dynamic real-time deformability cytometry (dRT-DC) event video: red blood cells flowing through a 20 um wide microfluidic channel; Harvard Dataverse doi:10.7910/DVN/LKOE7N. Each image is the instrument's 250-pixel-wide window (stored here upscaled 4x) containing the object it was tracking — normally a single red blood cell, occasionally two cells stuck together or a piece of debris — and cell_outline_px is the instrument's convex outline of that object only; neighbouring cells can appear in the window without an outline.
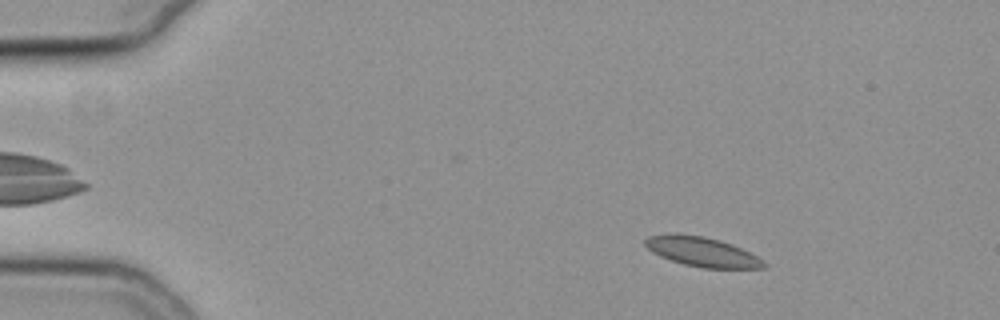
{"species": "common noctule bat (a hibernating species)", "species_latin": "Nyctalus noctula", "temperature_condition": "cold", "stored_images_in_passage": 55, "camera_frame_rate_fps": 3000, "um_per_image_px": 0.085, "animal": {"sex": "female", "body_mass_g": 19.3, "forearm_length_mm": 54.1}, "frame": {"image": 1, "passage_image": 8, "time_ms": 2.333, "image_size_px": [1000, 320], "cell_outline_px": [[768, 264], [764, 268], [704, 268], [684, 264], [660, 256], [652, 252], [644, 244], [644, 240], [648, 236], [676, 232], [704, 236], [720, 240], [732, 244], [764, 260]], "centroid_in_image_um": [59.66, 21.38], "position_along_channel_um": 25.3, "area_um2": 20.52}}
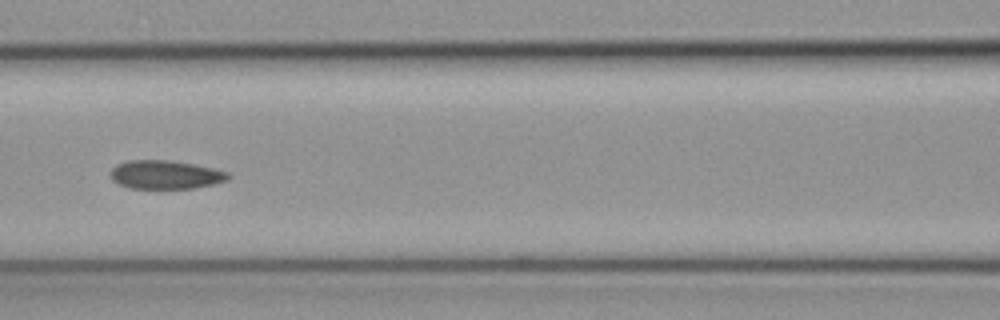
{"frame": {"image": 2, "passage_image": 25, "time_ms": 8.0, "image_size_px": [1000, 320], "cell_outline_px": [[232, 176], [228, 180], [212, 184], [192, 188], [128, 188], [116, 184], [112, 180], [108, 172], [116, 164], [128, 160], [172, 160], [216, 168], [228, 172]], "centroid_in_image_um": [14.03, 14.84], "position_along_channel_um": 152.6, "area_um2": 19.94}}
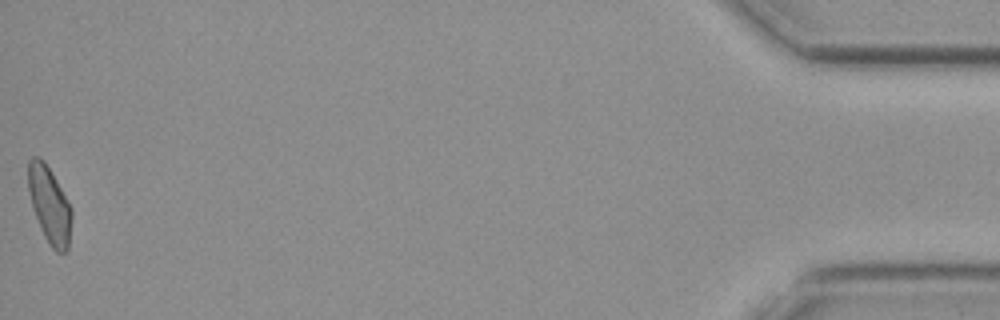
{"frame": {"image": 3, "passage_image": 55, "time_ms": 18.0, "image_size_px": [1000, 320], "cell_outline_px": [[72, 216], [68, 248], [64, 252], [56, 252], [48, 244], [40, 228], [32, 204], [28, 188], [28, 160], [32, 156], [40, 156], [44, 160], [56, 180], [72, 208]], "centroid_in_image_um": [4.21, 17.4], "position_along_channel_um": 431.0, "area_um2": 19.31}, "authors_computed_cell_mechanics": {"area_um2": 19.7676, "velocity_mm_per_s": 3.7718, "shape_relaxation_time_tau1_ms": null, "shape_relaxation_time_tau2_ms": 7.5239, "deformation_change_tau1": null, "deformation_change_tau2": 0.0982}}